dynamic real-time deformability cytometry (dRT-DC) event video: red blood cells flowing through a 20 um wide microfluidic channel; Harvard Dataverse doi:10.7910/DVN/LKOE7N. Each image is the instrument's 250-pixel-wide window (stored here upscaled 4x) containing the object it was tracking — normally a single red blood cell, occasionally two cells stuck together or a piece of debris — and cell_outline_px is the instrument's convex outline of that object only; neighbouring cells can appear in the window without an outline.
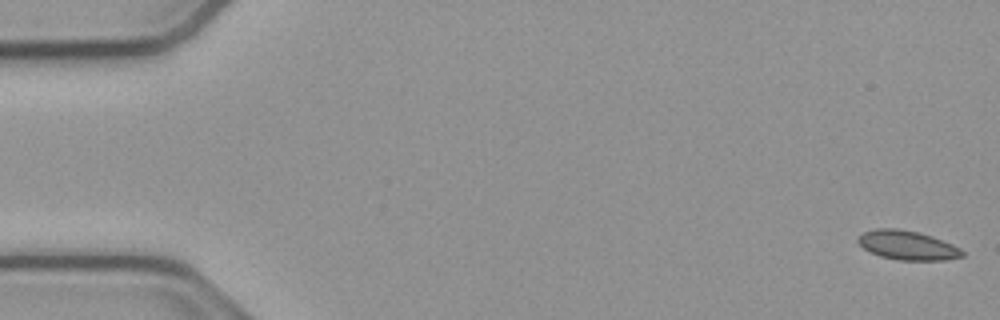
{"species": "common noctule bat (a hibernating species)", "species_latin": "Nyctalus noctula", "temperature_condition": "cold", "stored_images_in_passage": 9, "camera_frame_rate_fps": 3000, "um_per_image_px": 0.085, "animal": {"sex": "male", "body_mass_g": 23.1, "forearm_length_mm": 52.7}, "frame": {"image": 1, "passage_image": 1, "time_ms": 0.0, "image_size_px": [1000, 320], "cell_outline_px": [[964, 256], [944, 260], [900, 260], [880, 256], [868, 252], [856, 240], [856, 236], [864, 232], [876, 228], [896, 228], [920, 232], [932, 236], [952, 244], [960, 248], [964, 252]], "centroid_in_image_um": [77.1, 20.84], "position_along_channel_um": 7.9, "area_um2": 17.86}}